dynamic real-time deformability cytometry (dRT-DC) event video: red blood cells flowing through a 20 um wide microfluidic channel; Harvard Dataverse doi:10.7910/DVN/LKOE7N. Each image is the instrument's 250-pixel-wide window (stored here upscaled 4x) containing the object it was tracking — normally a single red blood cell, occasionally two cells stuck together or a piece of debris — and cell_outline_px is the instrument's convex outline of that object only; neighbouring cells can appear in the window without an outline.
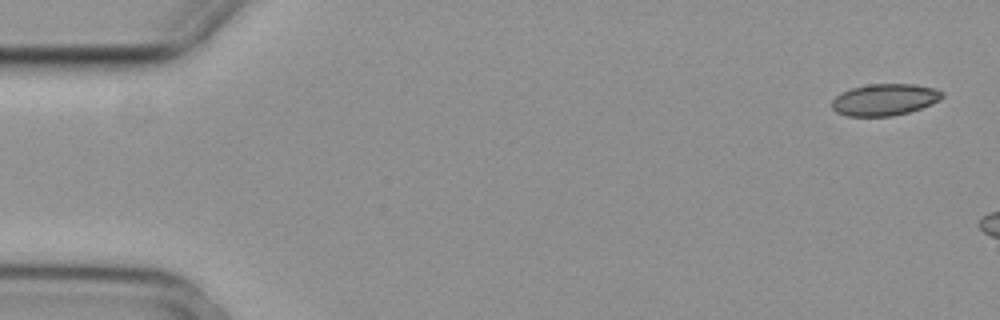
{"species": "common noctule bat (a hibernating species)", "species_latin": "Nyctalus noctula", "temperature_condition": "cold", "stored_images_in_passage": 3, "camera_frame_rate_fps": 3000, "um_per_image_px": 0.085, "animal": {"sex": "female", "body_mass_g": 29.2, "forearm_length_mm": 56.3}, "frame": {"image": 1, "passage_image": 1, "time_ms": 0.0, "image_size_px": [1000, 320], "cell_outline_px": [[944, 96], [940, 100], [920, 108], [908, 112], [892, 116], [848, 116], [836, 112], [832, 108], [832, 100], [840, 92], [852, 88], [868, 84], [916, 84], [936, 88], [944, 92]], "centroid_in_image_um": [75.2, 8.46], "position_along_channel_um": 9.8, "area_um2": 20.46}}